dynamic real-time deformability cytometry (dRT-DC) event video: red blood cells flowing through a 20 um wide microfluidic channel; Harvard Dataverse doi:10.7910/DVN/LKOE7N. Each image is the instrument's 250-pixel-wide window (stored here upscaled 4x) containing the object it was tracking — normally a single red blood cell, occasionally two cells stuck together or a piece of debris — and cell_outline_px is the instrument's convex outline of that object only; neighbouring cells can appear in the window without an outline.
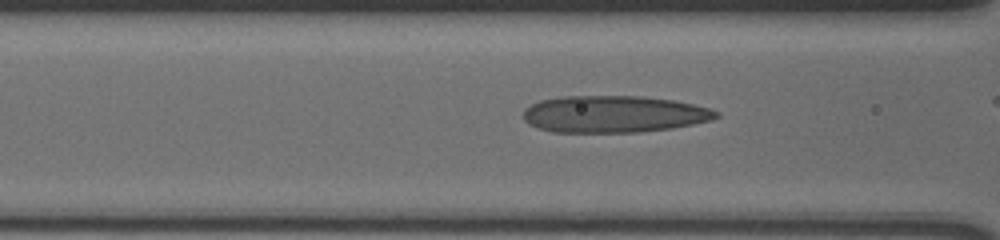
{"species": "human", "species_latin": "Homo sapiens", "temperature_condition": "cold", "stored_images_in_passage": 43, "camera_frame_rate_fps": 3000, "um_per_image_px": 0.085, "donor": {"sex": "male"}, "frame": {"image": 1, "passage_image": 20, "time_ms": 6.333, "image_size_px": [1000, 240], "cell_outline_px": [[720, 116], [712, 120], [672, 128], [640, 132], [552, 132], [528, 124], [524, 120], [524, 108], [540, 100], [564, 96], [644, 96], [672, 100], [692, 104], [708, 108], [720, 112]], "centroid_in_image_um": [52.18, 9.7], "position_along_channel_um": 114.4, "area_um2": 41.5}}
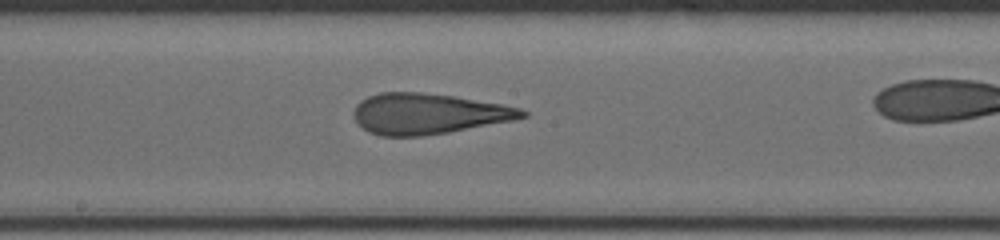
{"frame": {"image": 2, "passage_image": 28, "time_ms": 9.0, "image_size_px": [1000, 240], "cell_outline_px": [[528, 116], [512, 120], [448, 132], [424, 136], [380, 136], [368, 132], [356, 120], [352, 112], [356, 104], [360, 100], [368, 96], [380, 92], [420, 92], [452, 96], [500, 104], [520, 108], [528, 112]], "centroid_in_image_um": [36.35, 9.67], "position_along_channel_um": 211.9, "area_um2": 39.71}}
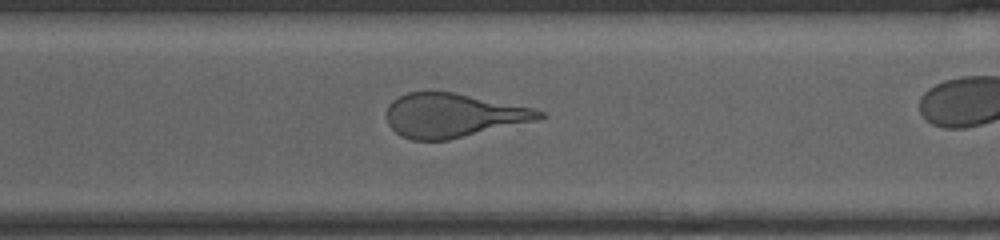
{"frame": {"image": 3, "passage_image": 38, "time_ms": 12.333, "image_size_px": [1000, 240], "cell_outline_px": [[548, 116], [532, 120], [448, 140], [412, 140], [400, 136], [388, 124], [388, 104], [392, 100], [408, 92], [452, 92], [532, 108], [544, 112]], "centroid_in_image_um": [38.44, 9.8], "position_along_channel_um": 332.2, "area_um2": 38.26}}